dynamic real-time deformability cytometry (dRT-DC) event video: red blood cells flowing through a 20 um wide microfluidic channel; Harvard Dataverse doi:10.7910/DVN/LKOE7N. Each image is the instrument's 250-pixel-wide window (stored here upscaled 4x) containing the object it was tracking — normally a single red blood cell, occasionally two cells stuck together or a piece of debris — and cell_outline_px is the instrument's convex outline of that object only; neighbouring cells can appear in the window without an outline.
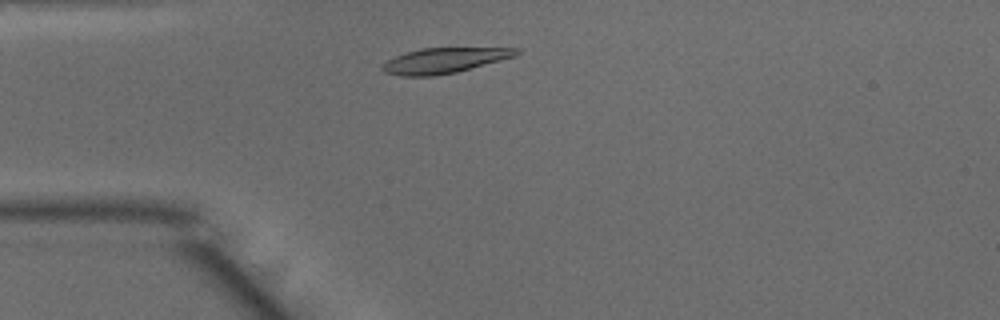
{"species": "common noctule bat (a hibernating species)", "species_latin": "Nyctalus noctula", "temperature_condition": "warm", "stored_images_in_passage": 42, "camera_frame_rate_fps": 3000, "um_per_image_px": 0.085, "animal": {"sex": "male", "body_mass_g": 15.6}, "frame": {"image": 1, "passage_image": 5, "time_ms": 1.333, "image_size_px": [1000, 320], "cell_outline_px": [[520, 52], [516, 56], [456, 72], [436, 76], [400, 76], [384, 72], [380, 68], [380, 64], [396, 56], [420, 48], [520, 48]], "centroid_in_image_um": [37.73, 5.15], "position_along_channel_um": 47.3, "area_um2": 19.71}}
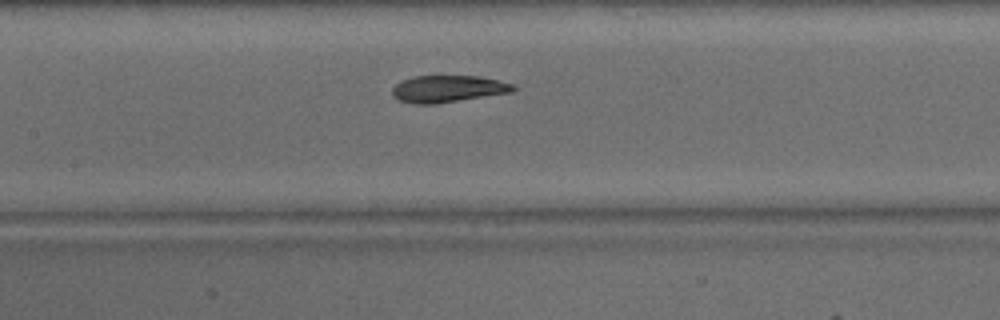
{"frame": {"image": 2, "passage_image": 15, "time_ms": 4.667, "image_size_px": [1000, 320], "cell_outline_px": [[516, 88], [512, 92], [436, 104], [412, 104], [400, 100], [392, 96], [392, 88], [400, 80], [416, 76], [480, 76], [516, 84]], "centroid_in_image_um": [38.07, 7.55], "position_along_channel_um": 169.3, "area_um2": 19.13}}
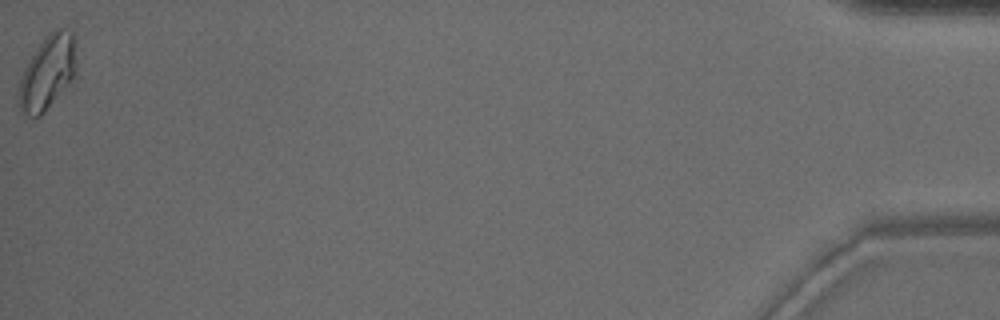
{"frame": {"image": 3, "passage_image": 42, "time_ms": 13.667, "image_size_px": [1000, 320], "cell_outline_px": [[76, 72], [72, 84], [40, 116], [32, 120], [20, 108], [20, 80], [24, 68], [36, 48], [44, 36], [48, 32], [56, 28], [64, 28], [72, 32], [76, 64]], "centroid_in_image_um": [4.07, 6.17], "position_along_channel_um": 431.1, "area_um2": 25.03}, "authors_computed_cell_mechanics": {"area_um2": 20.0855, "velocity_mm_per_s": 4.0245, "shape_relaxation_time_tau1_ms": 3.9055, "shape_relaxation_time_tau2_ms": 2.1943, "deformation_change_tau1": 0.1754, "deformation_change_tau2": 0.0412}}